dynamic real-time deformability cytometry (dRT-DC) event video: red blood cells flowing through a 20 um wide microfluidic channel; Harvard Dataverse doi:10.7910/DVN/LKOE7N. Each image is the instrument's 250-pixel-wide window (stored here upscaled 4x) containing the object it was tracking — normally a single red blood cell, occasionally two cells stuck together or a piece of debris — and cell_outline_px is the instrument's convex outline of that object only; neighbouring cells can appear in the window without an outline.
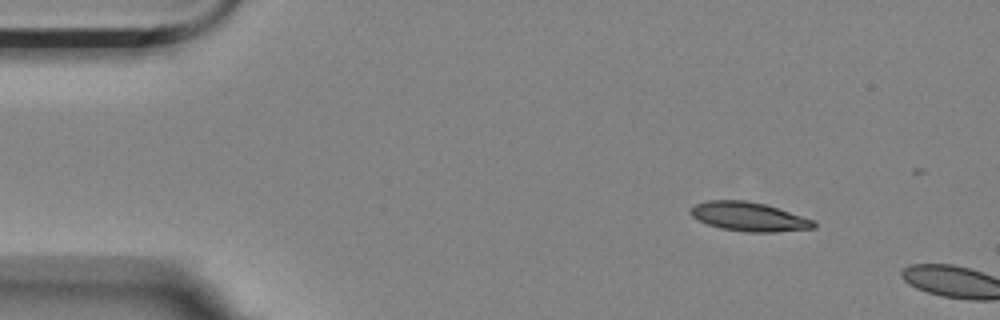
{"species": "Egyptian fruit bat (a non-hibernating species)", "species_latin": "Rousettus aegyptiacus", "temperature_condition": "room temperature", "stored_images_in_passage": 2, "camera_frame_rate_fps": 3000, "um_per_image_px": 0.085, "animal": {"sex": "female"}, "frame": {"image": 1, "passage_image": 1, "time_ms": 0.0, "image_size_px": [1000, 320], "cell_outline_px": [[816, 228], [776, 232], [748, 232], [720, 228], [708, 224], [692, 216], [692, 208], [696, 204], [708, 200], [744, 200], [764, 204], [816, 220]], "centroid_in_image_um": [63.72, 18.42], "position_along_channel_um": 21.3, "area_um2": 20.63}}